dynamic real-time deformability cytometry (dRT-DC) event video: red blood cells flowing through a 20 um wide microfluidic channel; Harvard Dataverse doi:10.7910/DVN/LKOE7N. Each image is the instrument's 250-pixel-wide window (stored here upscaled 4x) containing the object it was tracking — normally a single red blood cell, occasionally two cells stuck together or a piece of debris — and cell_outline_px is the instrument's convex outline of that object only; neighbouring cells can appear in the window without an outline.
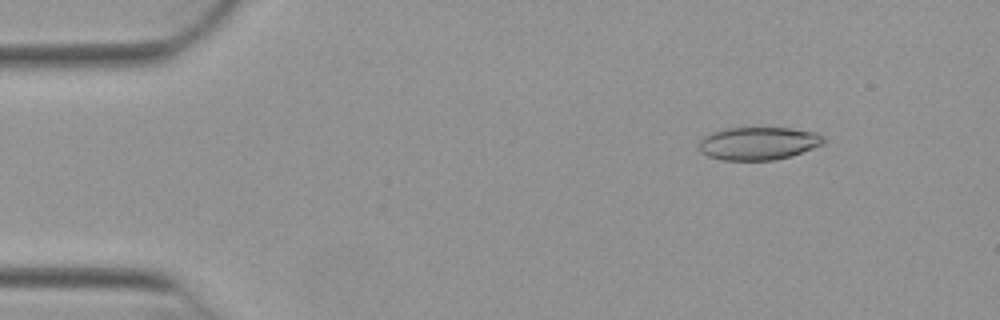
{"species": "Egyptian fruit bat (a non-hibernating species)", "species_latin": "Rousettus aegyptiacus", "temperature_condition": "warm", "stored_images_in_passage": 50, "camera_frame_rate_fps": 3000, "um_per_image_px": 0.085, "animal": {"sex": "female"}, "frame": {"image": 1, "passage_image": 5, "time_ms": 1.333, "image_size_px": [1000, 320], "cell_outline_px": [[824, 144], [792, 156], [772, 160], [720, 160], [708, 156], [700, 148], [700, 140], [704, 136], [712, 132], [728, 128], [788, 128], [816, 132], [824, 136]], "centroid_in_image_um": [64.5, 12.19], "position_along_channel_um": 20.5, "area_um2": 23.81}}
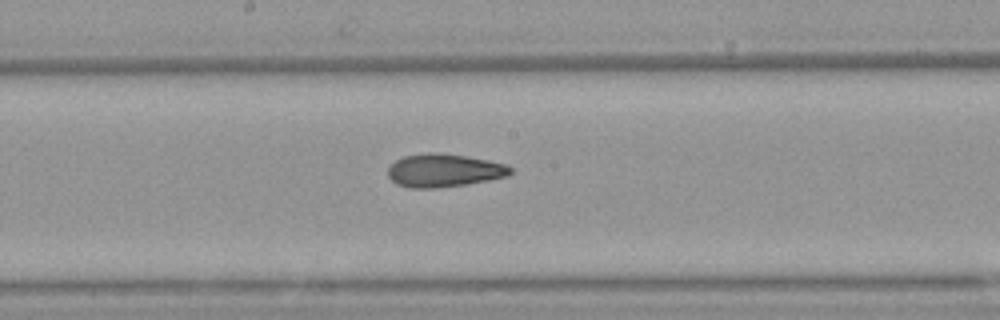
{"frame": {"image": 2, "passage_image": 26, "time_ms": 8.333, "image_size_px": [1000, 320], "cell_outline_px": [[512, 172], [508, 176], [488, 180], [464, 184], [432, 188], [412, 188], [396, 184], [388, 176], [388, 168], [396, 160], [404, 156], [428, 152], [440, 152], [488, 160], [508, 164], [512, 168]], "centroid_in_image_um": [37.74, 14.48], "position_along_channel_um": 210.5, "area_um2": 23.58}}
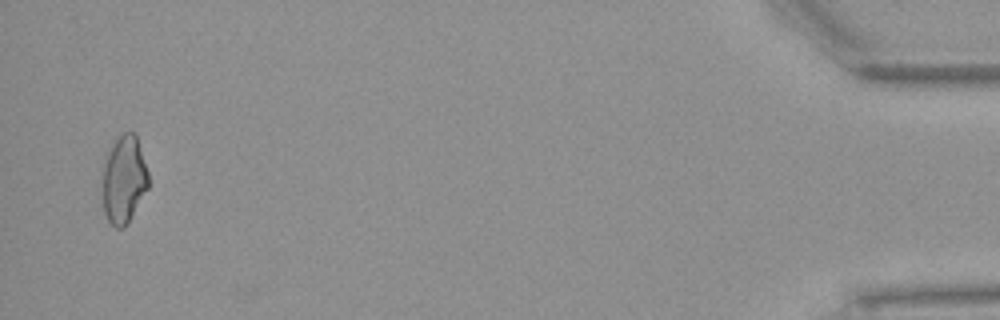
{"frame": {"image": 3, "passage_image": 49, "time_ms": 16.0, "image_size_px": [1000, 320], "cell_outline_px": [[148, 188], [124, 228], [116, 228], [108, 220], [104, 212], [100, 172], [100, 168], [104, 156], [120, 132], [136, 132], [148, 172]], "centroid_in_image_um": [10.48, 15.19], "position_along_channel_um": 424.7, "area_um2": 24.22}, "authors_computed_cell_mechanics": {"area_um2": 23.5246, "velocity_mm_per_s": 3.944, "shape_relaxation_time_tau1_ms": null, "shape_relaxation_time_tau2_ms": 2.767, "deformation_change_tau1": null, "deformation_change_tau2": 0.1071}}